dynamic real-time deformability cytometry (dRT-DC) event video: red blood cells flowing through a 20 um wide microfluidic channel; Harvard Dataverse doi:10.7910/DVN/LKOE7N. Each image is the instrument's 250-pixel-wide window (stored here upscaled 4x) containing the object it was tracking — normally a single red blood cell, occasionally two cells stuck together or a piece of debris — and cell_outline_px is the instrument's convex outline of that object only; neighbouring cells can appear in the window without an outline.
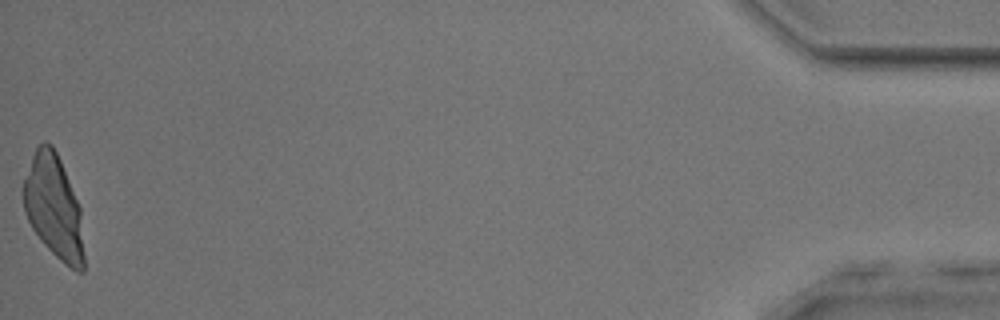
{"species": "common noctule bat (a hibernating species)", "species_latin": "Nyctalus noctula", "temperature_condition": "room temperature", "stored_images_in_passage": 51, "camera_frame_rate_fps": 3000, "um_per_image_px": 0.085, "animal": {"sex": "male", "body_mass_g": 17.9, "forearm_length_mm": 54.2}, "frame": {"image": 1, "passage_image": 51, "time_ms": 16.667, "image_size_px": [1000, 320], "cell_outline_px": [[84, 272], [76, 272], [64, 264], [40, 240], [32, 228], [24, 212], [24, 180], [32, 156], [36, 148], [44, 140], [52, 144], [60, 160], [80, 208], [84, 256]], "centroid_in_image_um": [4.57, 17.62], "position_along_channel_um": 430.6, "area_um2": 36.18}}